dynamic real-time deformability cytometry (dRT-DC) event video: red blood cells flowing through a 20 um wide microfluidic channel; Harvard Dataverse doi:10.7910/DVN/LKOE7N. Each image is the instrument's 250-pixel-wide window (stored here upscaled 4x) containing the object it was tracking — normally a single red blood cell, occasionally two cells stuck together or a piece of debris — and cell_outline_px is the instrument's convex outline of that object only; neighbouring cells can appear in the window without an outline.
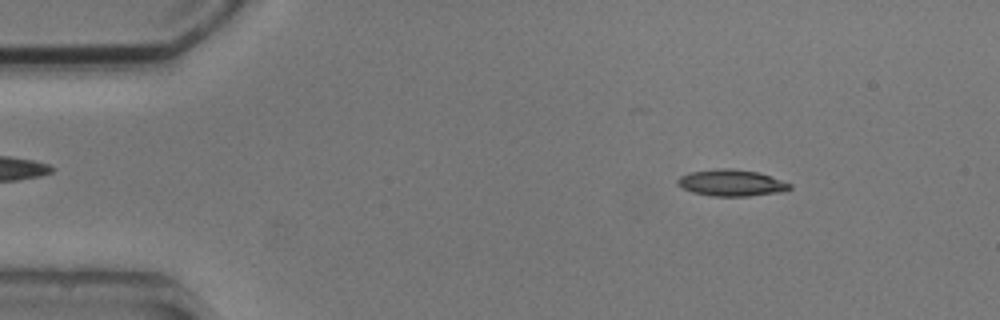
{"species": "common noctule bat (a hibernating species)", "species_latin": "Nyctalus noctula", "temperature_condition": "cold", "stored_images_in_passage": 5, "camera_frame_rate_fps": 3000, "um_per_image_px": 0.085, "animal": {"sex": "male", "body_mass_g": 20.5, "forearm_length_mm": 52.5}, "frame": {"image": 1, "passage_image": 2, "time_ms": 1.333, "image_size_px": [1000, 320], "cell_outline_px": [[792, 188], [784, 192], [748, 196], [712, 196], [692, 192], [676, 184], [676, 180], [680, 176], [688, 172], [716, 168], [732, 168], [760, 172], [792, 184]], "centroid_in_image_um": [62.18, 15.53], "position_along_channel_um": 22.8, "area_um2": 17.63}}